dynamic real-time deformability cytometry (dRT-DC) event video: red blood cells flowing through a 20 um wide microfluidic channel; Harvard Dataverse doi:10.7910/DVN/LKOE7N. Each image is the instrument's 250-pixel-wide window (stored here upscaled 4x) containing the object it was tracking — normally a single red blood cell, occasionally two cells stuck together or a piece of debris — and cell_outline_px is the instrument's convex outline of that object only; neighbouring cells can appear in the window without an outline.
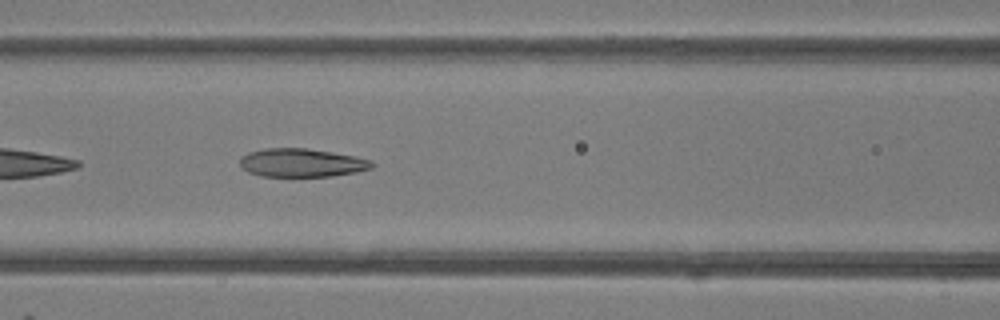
{"species": "common noctule bat (a hibernating species)", "species_latin": "Nyctalus noctula", "temperature_condition": "room temperature", "stored_images_in_passage": 12, "camera_frame_rate_fps": 3000, "um_per_image_px": 0.085, "animal": {"sex": "female"}, "frame": {"image": 1, "passage_image": 6, "time_ms": 1.667, "image_size_px": [1000, 320], "cell_outline_px": [[376, 164], [372, 168], [356, 172], [332, 176], [260, 176], [248, 172], [240, 168], [240, 156], [248, 152], [264, 148], [304, 148], [332, 152], [356, 156], [372, 160]], "centroid_in_image_um": [25.63, 13.83], "position_along_channel_um": 141.0, "area_um2": 22.08}}
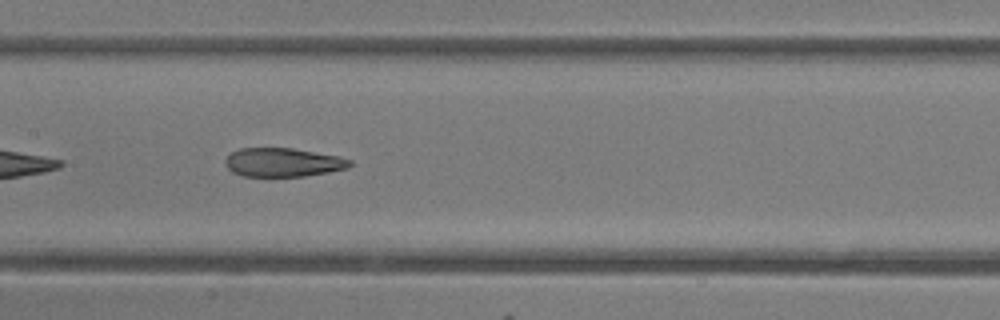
{"frame": {"image": 2, "passage_image": 9, "time_ms": 2.667, "image_size_px": [1000, 320], "cell_outline_px": [[352, 164], [348, 168], [328, 172], [304, 176], [244, 176], [232, 172], [228, 168], [224, 160], [232, 152], [240, 148], [292, 148], [340, 156], [352, 160]], "centroid_in_image_um": [24.08, 13.8], "position_along_channel_um": 183.3, "area_um2": 20.87}}